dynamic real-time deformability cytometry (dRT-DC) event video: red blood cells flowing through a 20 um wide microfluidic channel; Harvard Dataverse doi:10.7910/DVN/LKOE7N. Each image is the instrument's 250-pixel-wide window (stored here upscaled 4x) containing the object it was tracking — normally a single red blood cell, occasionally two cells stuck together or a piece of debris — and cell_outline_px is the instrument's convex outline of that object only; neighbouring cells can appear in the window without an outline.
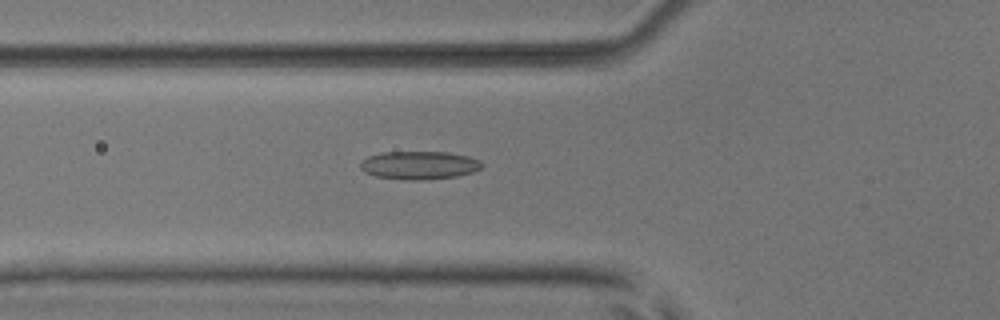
{"species": "common noctule bat (a hibernating species)", "species_latin": "Nyctalus noctula", "temperature_condition": "room temperature", "stored_images_in_passage": 53, "camera_frame_rate_fps": 3000, "um_per_image_px": 0.085, "animal": {"sex": "male", "body_mass_g": 17.9, "forearm_length_mm": 54.2}, "frame": {"image": 1, "passage_image": 20, "time_ms": 6.333, "image_size_px": [1000, 320], "cell_outline_px": [[484, 164], [480, 168], [472, 172], [456, 176], [424, 180], [408, 180], [376, 176], [364, 172], [360, 168], [360, 164], [368, 156], [380, 152], [448, 152], [468, 156], [480, 160]], "centroid_in_image_um": [35.63, 14.04], "position_along_channel_um": 90.2, "area_um2": 19.94}}
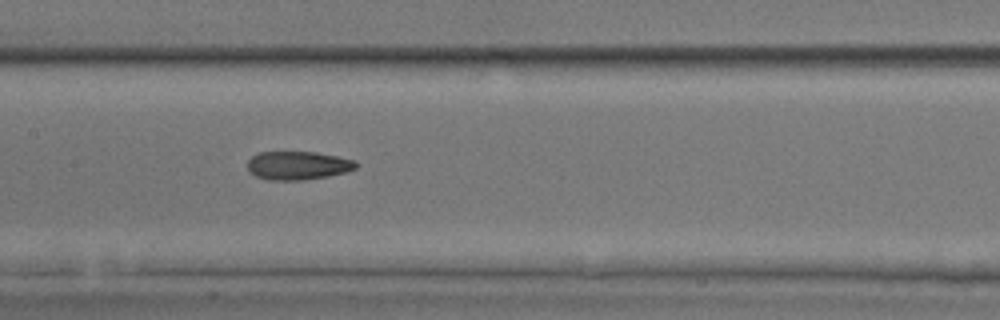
{"frame": {"image": 2, "passage_image": 27, "time_ms": 8.667, "image_size_px": [1000, 320], "cell_outline_px": [[356, 168], [344, 172], [328, 176], [300, 180], [268, 180], [256, 176], [248, 172], [248, 160], [252, 156], [260, 152], [316, 152], [356, 160]], "centroid_in_image_um": [25.29, 14.06], "position_along_channel_um": 182.1, "area_um2": 17.92}}
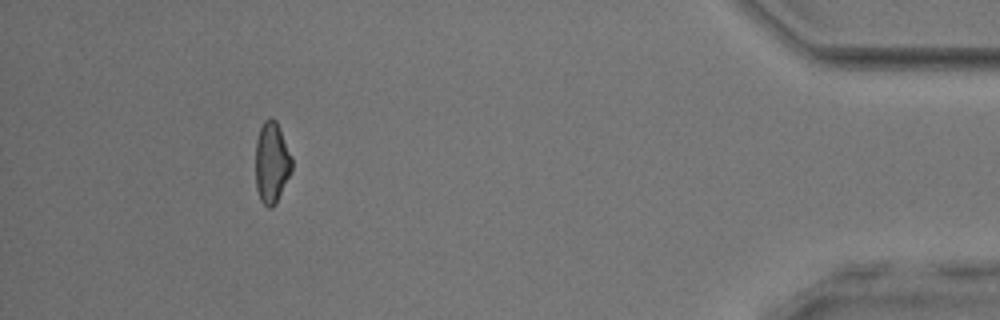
{"frame": {"image": 3, "passage_image": 49, "time_ms": 16.0, "image_size_px": [1000, 320], "cell_outline_px": [[292, 168], [276, 204], [272, 208], [268, 208], [260, 200], [256, 188], [256, 140], [260, 128], [264, 120], [268, 116], [272, 116], [276, 120], [292, 156]], "centroid_in_image_um": [23.09, 13.8], "position_along_channel_um": 412.1, "area_um2": 17.28}, "authors_computed_cell_mechanics": {"area_um2": 18.4382, "velocity_mm_per_s": 3.9321, "shape_relaxation_time_tau1_ms": 6.5015, "shape_relaxation_time_tau2_ms": 3.0032, "deformation_change_tau1": 0.1652, "deformation_change_tau2": 0.1162}}